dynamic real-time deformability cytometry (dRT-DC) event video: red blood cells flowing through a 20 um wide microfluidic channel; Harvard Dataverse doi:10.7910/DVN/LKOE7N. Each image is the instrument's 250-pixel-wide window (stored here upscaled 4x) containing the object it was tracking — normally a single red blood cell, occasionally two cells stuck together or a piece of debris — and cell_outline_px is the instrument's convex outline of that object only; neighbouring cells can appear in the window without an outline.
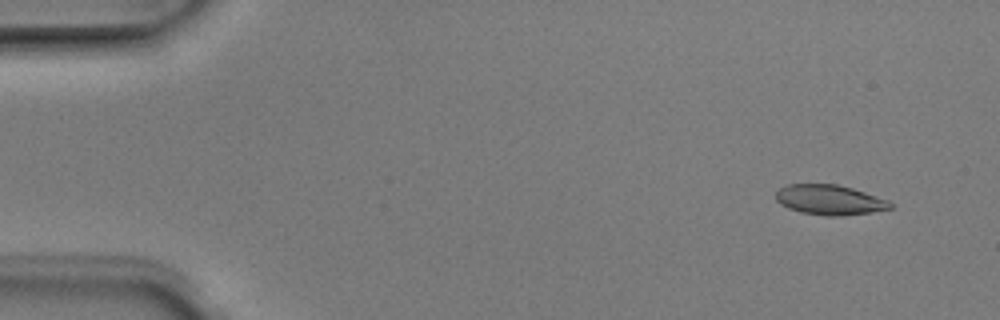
{"species": "Egyptian fruit bat (a non-hibernating species)", "species_latin": "Rousettus aegyptiacus", "temperature_condition": "room temperature", "stored_images_in_passage": 5, "camera_frame_rate_fps": 3000, "um_per_image_px": 0.085, "animal": {"sex": "male"}, "frame": {"image": 1, "passage_image": 1, "time_ms": 0.0, "image_size_px": [1000, 320], "cell_outline_px": [[892, 208], [872, 212], [844, 216], [828, 216], [800, 212], [788, 208], [780, 204], [776, 200], [776, 192], [780, 188], [788, 184], [836, 184], [852, 188], [888, 200], [892, 204]], "centroid_in_image_um": [70.5, 16.99], "position_along_channel_um": 14.5, "area_um2": 20.0}}